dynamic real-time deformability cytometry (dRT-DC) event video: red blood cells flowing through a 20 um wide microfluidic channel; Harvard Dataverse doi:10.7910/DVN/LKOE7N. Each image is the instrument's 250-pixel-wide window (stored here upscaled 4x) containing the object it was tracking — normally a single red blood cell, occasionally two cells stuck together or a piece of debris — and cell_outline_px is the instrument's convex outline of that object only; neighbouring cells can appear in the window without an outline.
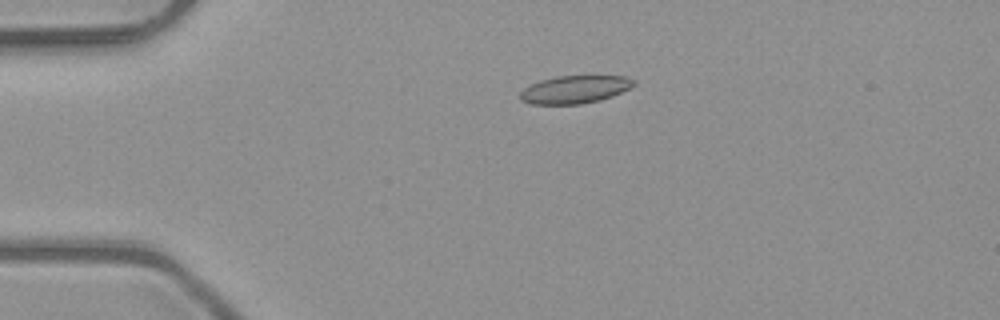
{"species": "common noctule bat (a hibernating species)", "species_latin": "Nyctalus noctula", "temperature_condition": "room temperature", "stored_images_in_passage": 4, "camera_frame_rate_fps": 3000, "um_per_image_px": 0.085, "animal": {"sex": "male", "body_mass_g": 23.1, "forearm_length_mm": 52.7}, "frame": {"image": 1, "passage_image": 3, "time_ms": 0.667, "image_size_px": [1000, 320], "cell_outline_px": [[636, 84], [612, 96], [600, 100], [580, 104], [528, 104], [520, 100], [520, 92], [524, 88], [540, 80], [556, 76], [628, 76], [636, 80]], "centroid_in_image_um": [48.85, 7.6], "position_along_channel_um": 36.2, "area_um2": 18.44}}